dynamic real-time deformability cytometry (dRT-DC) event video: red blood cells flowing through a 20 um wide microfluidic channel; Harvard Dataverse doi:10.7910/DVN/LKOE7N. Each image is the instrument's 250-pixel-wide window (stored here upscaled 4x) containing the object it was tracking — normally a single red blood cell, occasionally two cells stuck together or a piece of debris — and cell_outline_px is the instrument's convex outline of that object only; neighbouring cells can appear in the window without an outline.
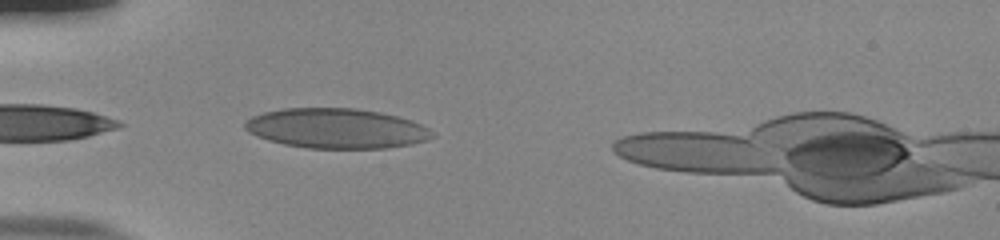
{"species": "human", "species_latin": "Homo sapiens", "temperature_condition": "room temperature", "stored_images_in_passage": 5, "camera_frame_rate_fps": 3000, "um_per_image_px": 0.085, "donor": {"sex": "male"}, "frame": {"image": 1, "passage_image": 1, "time_ms": 0.0, "image_size_px": [1000, 240], "cell_outline_px": [[436, 136], [424, 140], [408, 144], [384, 148], [308, 148], [284, 144], [268, 140], [248, 132], [244, 128], [244, 124], [252, 116], [264, 112], [284, 108], [356, 108], [380, 112], [412, 120], [428, 128]], "centroid_in_image_um": [28.57, 10.91], "position_along_channel_um": 56.4, "area_um2": 43.35}}
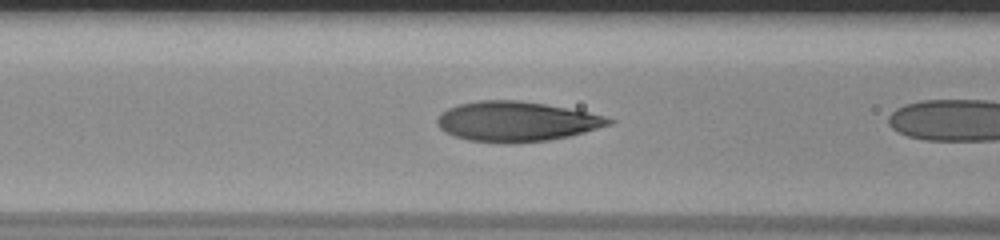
{"frame": {"image": 2, "passage_image": 4, "time_ms": 1.0, "image_size_px": [1000, 240], "cell_outline_px": [[616, 120], [612, 124], [584, 132], [568, 136], [548, 140], [512, 144], [508, 144], [468, 140], [444, 132], [436, 124], [436, 120], [448, 108], [460, 104], [480, 100], [520, 100], [544, 104], [588, 112], [604, 116]], "centroid_in_image_um": [43.9, 10.33], "position_along_channel_um": 122.7, "area_um2": 39.82}}